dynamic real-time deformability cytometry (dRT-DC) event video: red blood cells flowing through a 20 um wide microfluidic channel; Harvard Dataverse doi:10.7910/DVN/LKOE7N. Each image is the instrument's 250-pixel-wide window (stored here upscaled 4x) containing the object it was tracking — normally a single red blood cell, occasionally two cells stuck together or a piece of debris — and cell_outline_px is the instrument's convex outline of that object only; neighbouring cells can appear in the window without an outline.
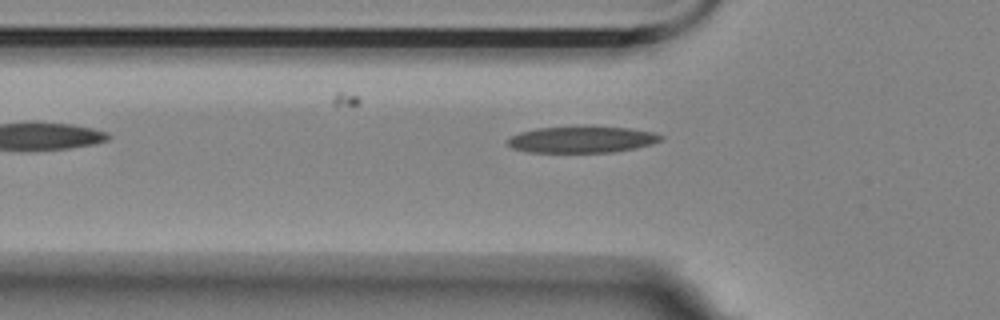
{"species": "Egyptian fruit bat (a non-hibernating species)", "species_latin": "Rousettus aegyptiacus", "temperature_condition": "room temperature", "stored_images_in_passage": 5, "camera_frame_rate_fps": 3000, "um_per_image_px": 0.085, "animal": {"sex": "female"}, "frame": {"image": 1, "passage_image": 5, "time_ms": 1.333, "image_size_px": [1000, 320], "cell_outline_px": [[664, 136], [660, 140], [652, 144], [636, 148], [612, 152], [528, 152], [512, 148], [508, 144], [508, 136], [520, 132], [536, 128], [580, 124], [584, 124], [632, 128], [652, 132]], "centroid_in_image_um": [49.45, 11.82], "position_along_channel_um": 76.4, "area_um2": 24.51}}